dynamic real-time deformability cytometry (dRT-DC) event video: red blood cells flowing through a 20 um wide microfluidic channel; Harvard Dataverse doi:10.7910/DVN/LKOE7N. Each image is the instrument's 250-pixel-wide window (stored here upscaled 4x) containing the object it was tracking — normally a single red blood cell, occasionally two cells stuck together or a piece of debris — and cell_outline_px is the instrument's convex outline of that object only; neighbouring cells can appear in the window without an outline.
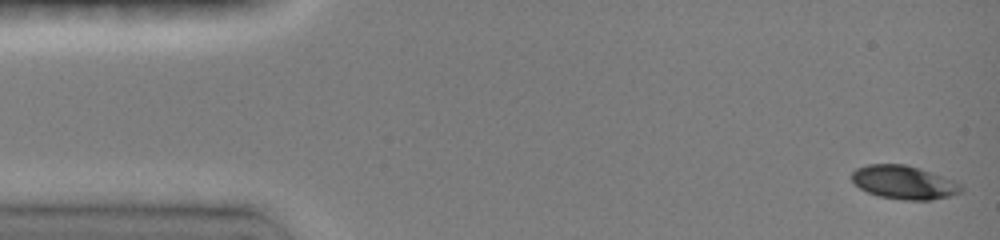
{"species": "common noctule bat (a hibernating species)", "species_latin": "Nyctalus noctula", "temperature_condition": "room temperature", "stored_images_in_passage": 35, "camera_frame_rate_fps": 3000, "um_per_image_px": 0.085, "animal": {"sex": "female", "body_mass_g": 19.0, "forearm_length_mm": 51.5}, "frame": {"image": 1, "passage_image": 1, "time_ms": 0.0, "image_size_px": [1000, 240], "cell_outline_px": [[964, 192], [932, 200], [904, 200], [876, 196], [860, 188], [852, 180], [852, 172], [856, 168], [868, 164], [904, 164], [920, 168], [956, 180], [964, 188]], "centroid_in_image_um": [76.87, 15.5], "position_along_channel_um": 8.1, "area_um2": 21.62}}
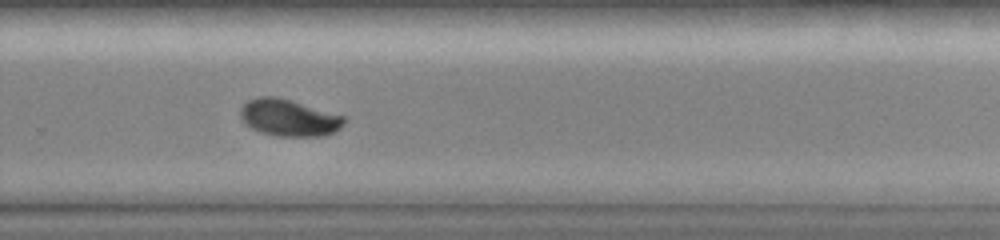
{"frame": {"image": 2, "passage_image": 25, "time_ms": 10.333, "image_size_px": [1000, 240], "cell_outline_px": [[348, 116], [344, 124], [336, 132], [324, 136], [276, 136], [260, 132], [244, 124], [240, 116], [240, 108], [248, 100], [256, 96], [276, 96], [292, 100]], "centroid_in_image_um": [24.59, 10.0], "position_along_channel_um": 305.2, "area_um2": 22.83}}
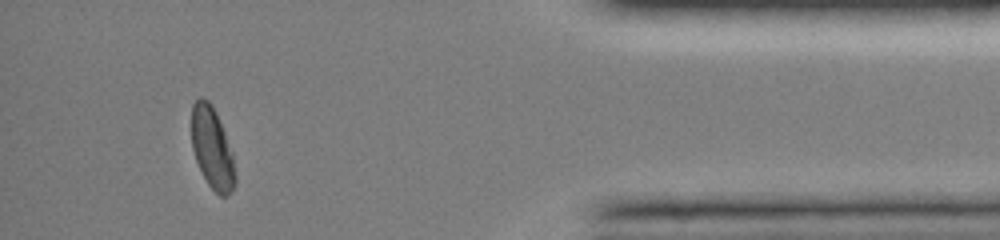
{"frame": {"image": 3, "passage_image": 32, "time_ms": 14.0, "image_size_px": [1000, 240], "cell_outline_px": [[236, 184], [228, 196], [220, 196], [208, 184], [196, 160], [192, 148], [192, 104], [200, 96], [204, 96], [212, 104], [216, 112], [232, 152], [236, 176]], "centroid_in_image_um": [18.04, 12.58], "position_along_channel_um": 417.2, "area_um2": 20.69}, "authors_computed_cell_mechanics": {"area_um2": 21.675, "velocity_mm_per_s": 4.0124, "shape_relaxation_time_tau1_ms": 3.49, "shape_relaxation_time_tau2_ms": null, "deformation_change_tau1": 0.1485, "deformation_change_tau2": null}}